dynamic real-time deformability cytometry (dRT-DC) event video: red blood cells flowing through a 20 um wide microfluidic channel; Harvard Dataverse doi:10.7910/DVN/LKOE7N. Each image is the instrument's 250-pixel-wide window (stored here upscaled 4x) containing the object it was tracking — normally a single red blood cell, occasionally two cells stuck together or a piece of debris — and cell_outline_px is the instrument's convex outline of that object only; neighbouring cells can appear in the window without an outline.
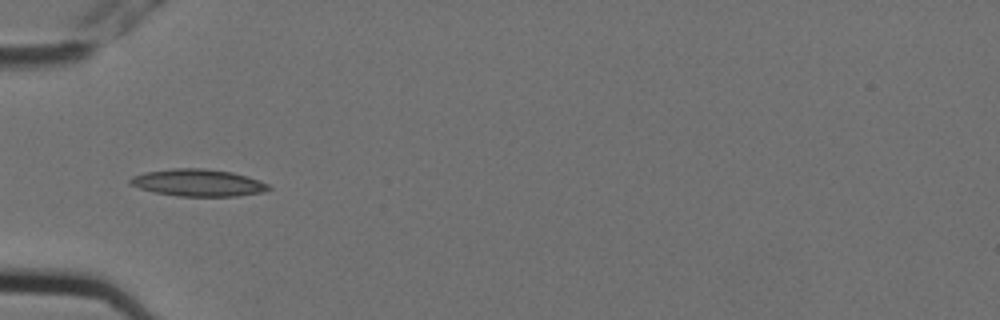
{"species": "Egyptian fruit bat (a non-hibernating species)", "species_latin": "Rousettus aegyptiacus", "temperature_condition": "cold", "stored_images_in_passage": 9, "camera_frame_rate_fps": 3000, "um_per_image_px": 0.085, "animal": {"sex": "female"}, "frame": {"image": 1, "passage_image": 4, "time_ms": 1.0, "image_size_px": [1000, 320], "cell_outline_px": [[272, 188], [264, 192], [236, 196], [180, 196], [156, 192], [140, 188], [128, 184], [128, 180], [132, 176], [144, 172], [172, 168], [200, 168], [232, 172], [268, 184]], "centroid_in_image_um": [16.79, 15.53], "position_along_channel_um": 68.2, "area_um2": 21.68}}
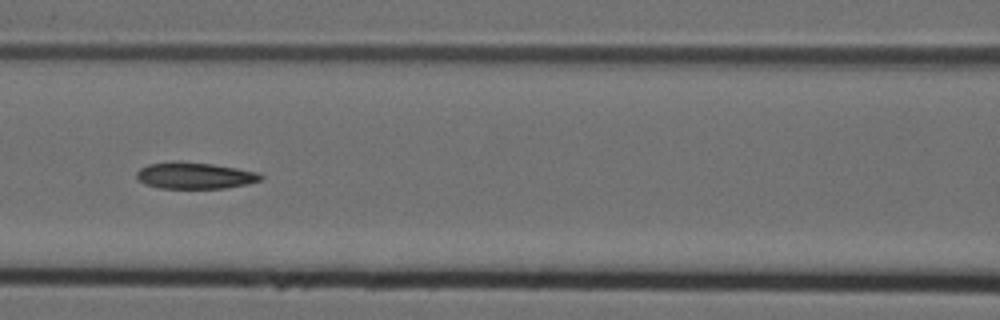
{"frame": {"image": 2, "passage_image": 6, "time_ms": 1.667, "image_size_px": [1000, 320], "cell_outline_px": [[264, 176], [260, 180], [248, 184], [224, 188], [160, 188], [144, 184], [136, 180], [136, 172], [140, 168], [148, 164], [172, 160], [212, 164], [236, 168], [256, 172]], "centroid_in_image_um": [16.49, 14.92], "position_along_channel_um": 150.1, "area_um2": 19.31}}
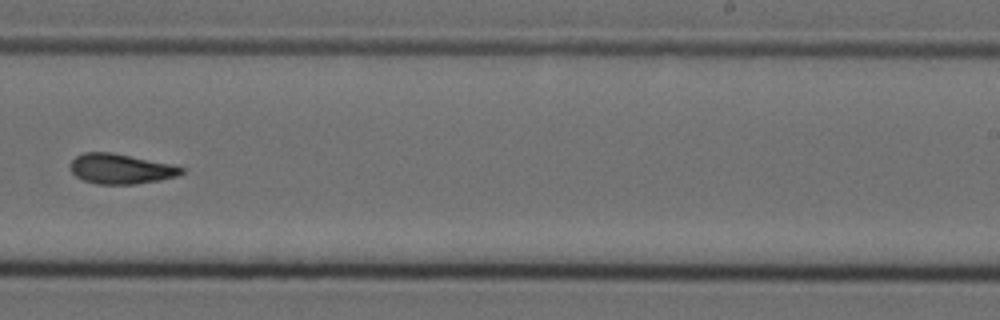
{"frame": {"image": 3, "passage_image": 9, "time_ms": 2.667, "image_size_px": [1000, 320], "cell_outline_px": [[184, 172], [176, 176], [160, 180], [136, 184], [96, 184], [84, 180], [76, 176], [68, 168], [72, 160], [76, 156], [84, 152], [112, 152], [176, 164], [184, 168]], "centroid_in_image_um": [10.28, 14.34], "position_along_channel_um": 278.7, "area_um2": 19.77}}